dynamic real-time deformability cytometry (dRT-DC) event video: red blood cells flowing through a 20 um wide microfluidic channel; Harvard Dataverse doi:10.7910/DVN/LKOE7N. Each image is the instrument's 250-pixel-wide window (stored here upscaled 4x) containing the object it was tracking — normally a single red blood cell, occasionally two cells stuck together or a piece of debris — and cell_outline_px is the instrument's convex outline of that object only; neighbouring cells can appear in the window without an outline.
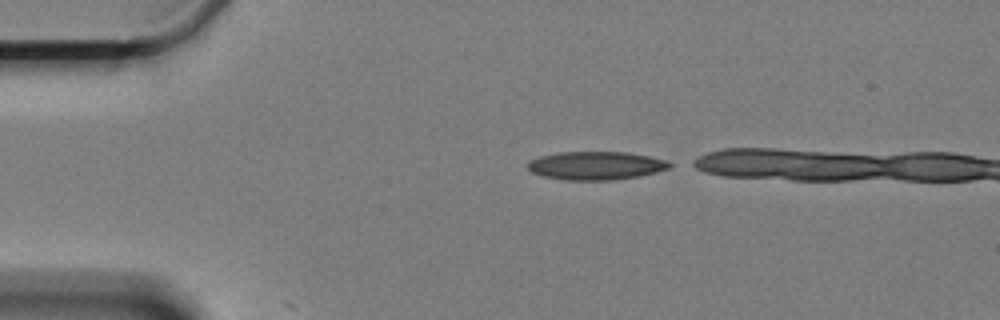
{"species": "Egyptian fruit bat (a non-hibernating species)", "species_latin": "Rousettus aegyptiacus", "temperature_condition": "cold", "stored_images_in_passage": 5, "camera_frame_rate_fps": 3000, "um_per_image_px": 0.085, "animal": {"sex": "female"}, "frame": {"image": 1, "passage_image": 1, "time_ms": 0.0, "image_size_px": [1000, 320], "cell_outline_px": [[676, 164], [668, 168], [656, 172], [640, 176], [612, 180], [564, 180], [540, 176], [532, 172], [528, 168], [528, 160], [540, 156], [560, 152], [628, 152], [668, 160]], "centroid_in_image_um": [50.66, 14.08], "position_along_channel_um": 34.3, "area_um2": 23.64}}